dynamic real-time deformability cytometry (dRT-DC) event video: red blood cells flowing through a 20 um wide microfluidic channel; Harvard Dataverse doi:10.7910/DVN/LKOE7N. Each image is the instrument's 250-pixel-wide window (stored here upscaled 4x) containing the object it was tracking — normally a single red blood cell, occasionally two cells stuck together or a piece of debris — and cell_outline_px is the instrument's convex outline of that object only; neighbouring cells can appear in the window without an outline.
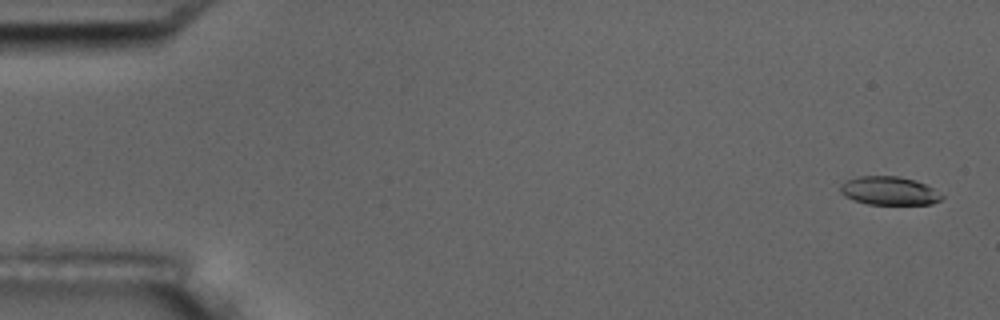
{"species": "common noctule bat (a hibernating species)", "species_latin": "Nyctalus noctula", "temperature_condition": "room temperature", "stored_images_in_passage": 5, "camera_frame_rate_fps": 3000, "um_per_image_px": 0.085, "animal": {"sex": "male", "body_mass_g": 17.5, "forearm_length_mm": 52.3}, "frame": {"image": 1, "passage_image": 1, "time_ms": 0.0, "image_size_px": [1000, 320], "cell_outline_px": [[944, 196], [940, 200], [932, 204], [868, 204], [852, 200], [844, 196], [840, 192], [840, 184], [844, 180], [856, 176], [896, 176], [916, 180], [932, 188]], "centroid_in_image_um": [75.52, 16.21], "position_along_channel_um": 9.5, "area_um2": 16.94}}